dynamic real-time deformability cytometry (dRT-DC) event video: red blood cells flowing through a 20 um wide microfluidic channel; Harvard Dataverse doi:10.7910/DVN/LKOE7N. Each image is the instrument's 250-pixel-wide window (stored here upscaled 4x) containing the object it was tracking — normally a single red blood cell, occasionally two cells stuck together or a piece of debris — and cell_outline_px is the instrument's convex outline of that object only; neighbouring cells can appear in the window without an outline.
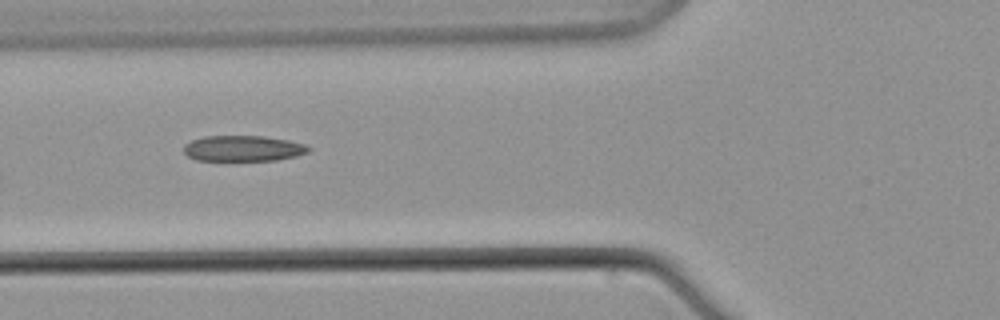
{"species": "common noctule bat (a hibernating species)", "species_latin": "Nyctalus noctula", "temperature_condition": "warm", "stored_images_in_passage": 12, "camera_frame_rate_fps": 3000, "um_per_image_px": 0.085, "animal": {"sex": "male", "body_mass_g": 21.5, "forearm_length_mm": 52.0}, "frame": {"image": 1, "passage_image": 10, "time_ms": 11.667, "image_size_px": [1000, 320], "cell_outline_px": [[312, 148], [308, 152], [296, 156], [276, 160], [196, 160], [188, 156], [184, 152], [184, 144], [192, 140], [204, 136], [264, 136], [288, 140], [304, 144]], "centroid_in_image_um": [20.67, 12.61], "position_along_channel_um": 105.1, "area_um2": 18.67}}